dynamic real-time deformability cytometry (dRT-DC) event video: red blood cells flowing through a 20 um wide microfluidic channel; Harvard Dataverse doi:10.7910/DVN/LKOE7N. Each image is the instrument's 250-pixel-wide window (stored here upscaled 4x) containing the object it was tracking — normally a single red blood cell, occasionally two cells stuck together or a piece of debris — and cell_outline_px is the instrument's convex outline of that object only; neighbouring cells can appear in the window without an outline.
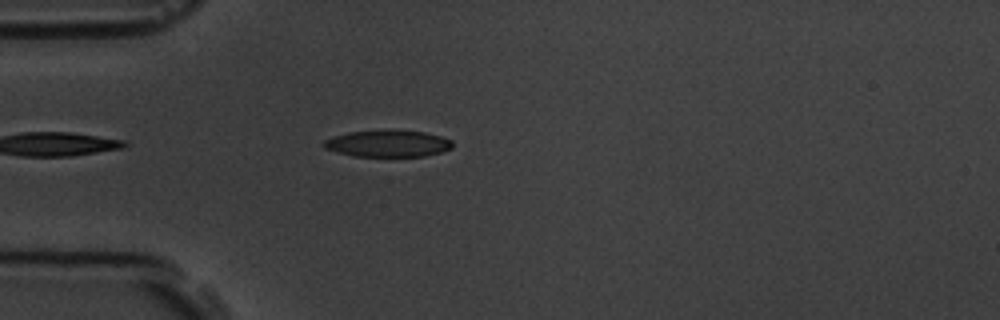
{"species": "common noctule bat (a hibernating species)", "species_latin": "Nyctalus noctula", "temperature_condition": "room temperature", "stored_images_in_passage": 4, "camera_frame_rate_fps": 3000, "um_per_image_px": 0.085, "animal": {"sex": "male", "body_mass_g": 19.5, "forearm_length_mm": 54.6}, "frame": {"image": 1, "passage_image": 4, "time_ms": 4.333, "image_size_px": [1000, 320], "cell_outline_px": [[452, 148], [444, 152], [424, 156], [352, 156], [336, 152], [324, 148], [324, 140], [332, 136], [348, 132], [424, 132], [440, 136], [452, 140]], "centroid_in_image_um": [32.97, 12.24], "position_along_channel_um": 52.0, "area_um2": 19.48}}